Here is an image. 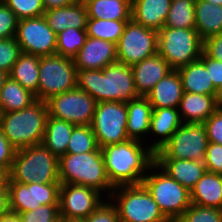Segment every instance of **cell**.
<instances>
[{
  "label": "cell",
  "mask_w": 222,
  "mask_h": 222,
  "mask_svg": "<svg viewBox=\"0 0 222 222\" xmlns=\"http://www.w3.org/2000/svg\"><path fill=\"white\" fill-rule=\"evenodd\" d=\"M101 152L106 175L113 187L142 184L149 167L155 162V153L148 144L143 145L134 139L107 145L101 148Z\"/></svg>",
  "instance_id": "1"
},
{
  "label": "cell",
  "mask_w": 222,
  "mask_h": 222,
  "mask_svg": "<svg viewBox=\"0 0 222 222\" xmlns=\"http://www.w3.org/2000/svg\"><path fill=\"white\" fill-rule=\"evenodd\" d=\"M77 87L100 102H129L138 98L131 66L116 62L99 70L77 71Z\"/></svg>",
  "instance_id": "2"
},
{
  "label": "cell",
  "mask_w": 222,
  "mask_h": 222,
  "mask_svg": "<svg viewBox=\"0 0 222 222\" xmlns=\"http://www.w3.org/2000/svg\"><path fill=\"white\" fill-rule=\"evenodd\" d=\"M48 116L46 101L36 100L22 110L0 113V127L19 150L42 143Z\"/></svg>",
  "instance_id": "3"
},
{
  "label": "cell",
  "mask_w": 222,
  "mask_h": 222,
  "mask_svg": "<svg viewBox=\"0 0 222 222\" xmlns=\"http://www.w3.org/2000/svg\"><path fill=\"white\" fill-rule=\"evenodd\" d=\"M60 184H78L110 196L114 187L106 175L101 149L80 154L66 153L59 158ZM107 190V191H106Z\"/></svg>",
  "instance_id": "4"
},
{
  "label": "cell",
  "mask_w": 222,
  "mask_h": 222,
  "mask_svg": "<svg viewBox=\"0 0 222 222\" xmlns=\"http://www.w3.org/2000/svg\"><path fill=\"white\" fill-rule=\"evenodd\" d=\"M8 182L60 183L59 158L42 143L16 150Z\"/></svg>",
  "instance_id": "5"
},
{
  "label": "cell",
  "mask_w": 222,
  "mask_h": 222,
  "mask_svg": "<svg viewBox=\"0 0 222 222\" xmlns=\"http://www.w3.org/2000/svg\"><path fill=\"white\" fill-rule=\"evenodd\" d=\"M142 184L170 222H175L192 204L190 190L171 178L155 162L149 167Z\"/></svg>",
  "instance_id": "6"
},
{
  "label": "cell",
  "mask_w": 222,
  "mask_h": 222,
  "mask_svg": "<svg viewBox=\"0 0 222 222\" xmlns=\"http://www.w3.org/2000/svg\"><path fill=\"white\" fill-rule=\"evenodd\" d=\"M108 199L120 222H170L143 184L114 187Z\"/></svg>",
  "instance_id": "7"
},
{
  "label": "cell",
  "mask_w": 222,
  "mask_h": 222,
  "mask_svg": "<svg viewBox=\"0 0 222 222\" xmlns=\"http://www.w3.org/2000/svg\"><path fill=\"white\" fill-rule=\"evenodd\" d=\"M204 41L195 28L163 27L158 31V53L177 70L200 59Z\"/></svg>",
  "instance_id": "8"
},
{
  "label": "cell",
  "mask_w": 222,
  "mask_h": 222,
  "mask_svg": "<svg viewBox=\"0 0 222 222\" xmlns=\"http://www.w3.org/2000/svg\"><path fill=\"white\" fill-rule=\"evenodd\" d=\"M39 71L36 100L47 101L54 95L77 87V70L72 58L58 54L41 56Z\"/></svg>",
  "instance_id": "9"
},
{
  "label": "cell",
  "mask_w": 222,
  "mask_h": 222,
  "mask_svg": "<svg viewBox=\"0 0 222 222\" xmlns=\"http://www.w3.org/2000/svg\"><path fill=\"white\" fill-rule=\"evenodd\" d=\"M208 143L203 123H182L170 140L155 153V159L204 161Z\"/></svg>",
  "instance_id": "10"
},
{
  "label": "cell",
  "mask_w": 222,
  "mask_h": 222,
  "mask_svg": "<svg viewBox=\"0 0 222 222\" xmlns=\"http://www.w3.org/2000/svg\"><path fill=\"white\" fill-rule=\"evenodd\" d=\"M127 103L100 102L97 103L91 128L96 137L98 147L127 141Z\"/></svg>",
  "instance_id": "11"
},
{
  "label": "cell",
  "mask_w": 222,
  "mask_h": 222,
  "mask_svg": "<svg viewBox=\"0 0 222 222\" xmlns=\"http://www.w3.org/2000/svg\"><path fill=\"white\" fill-rule=\"evenodd\" d=\"M119 63L132 66L158 53V32L129 20L116 44Z\"/></svg>",
  "instance_id": "12"
},
{
  "label": "cell",
  "mask_w": 222,
  "mask_h": 222,
  "mask_svg": "<svg viewBox=\"0 0 222 222\" xmlns=\"http://www.w3.org/2000/svg\"><path fill=\"white\" fill-rule=\"evenodd\" d=\"M51 117L68 121L75 126L91 125L97 102L78 87L50 97L47 101Z\"/></svg>",
  "instance_id": "13"
},
{
  "label": "cell",
  "mask_w": 222,
  "mask_h": 222,
  "mask_svg": "<svg viewBox=\"0 0 222 222\" xmlns=\"http://www.w3.org/2000/svg\"><path fill=\"white\" fill-rule=\"evenodd\" d=\"M15 37L22 53L39 57L56 54L57 34L43 16L20 19Z\"/></svg>",
  "instance_id": "14"
},
{
  "label": "cell",
  "mask_w": 222,
  "mask_h": 222,
  "mask_svg": "<svg viewBox=\"0 0 222 222\" xmlns=\"http://www.w3.org/2000/svg\"><path fill=\"white\" fill-rule=\"evenodd\" d=\"M60 183L8 182L10 212L19 214L42 205L59 204Z\"/></svg>",
  "instance_id": "15"
},
{
  "label": "cell",
  "mask_w": 222,
  "mask_h": 222,
  "mask_svg": "<svg viewBox=\"0 0 222 222\" xmlns=\"http://www.w3.org/2000/svg\"><path fill=\"white\" fill-rule=\"evenodd\" d=\"M97 190L78 184H61L60 217L63 220H84L104 201Z\"/></svg>",
  "instance_id": "16"
},
{
  "label": "cell",
  "mask_w": 222,
  "mask_h": 222,
  "mask_svg": "<svg viewBox=\"0 0 222 222\" xmlns=\"http://www.w3.org/2000/svg\"><path fill=\"white\" fill-rule=\"evenodd\" d=\"M76 70H99L118 62L116 44L87 37L85 44L73 58Z\"/></svg>",
  "instance_id": "17"
},
{
  "label": "cell",
  "mask_w": 222,
  "mask_h": 222,
  "mask_svg": "<svg viewBox=\"0 0 222 222\" xmlns=\"http://www.w3.org/2000/svg\"><path fill=\"white\" fill-rule=\"evenodd\" d=\"M131 69L137 93L144 97L173 70L159 53L133 64Z\"/></svg>",
  "instance_id": "18"
},
{
  "label": "cell",
  "mask_w": 222,
  "mask_h": 222,
  "mask_svg": "<svg viewBox=\"0 0 222 222\" xmlns=\"http://www.w3.org/2000/svg\"><path fill=\"white\" fill-rule=\"evenodd\" d=\"M182 121L178 108H153L150 120L149 134L159 138L149 143L148 147L156 153L171 138L172 134L181 126Z\"/></svg>",
  "instance_id": "19"
},
{
  "label": "cell",
  "mask_w": 222,
  "mask_h": 222,
  "mask_svg": "<svg viewBox=\"0 0 222 222\" xmlns=\"http://www.w3.org/2000/svg\"><path fill=\"white\" fill-rule=\"evenodd\" d=\"M218 107L213 95L184 92L178 109L182 123H204Z\"/></svg>",
  "instance_id": "20"
},
{
  "label": "cell",
  "mask_w": 222,
  "mask_h": 222,
  "mask_svg": "<svg viewBox=\"0 0 222 222\" xmlns=\"http://www.w3.org/2000/svg\"><path fill=\"white\" fill-rule=\"evenodd\" d=\"M183 86L177 70H172L162 78L147 94L152 108H179Z\"/></svg>",
  "instance_id": "21"
},
{
  "label": "cell",
  "mask_w": 222,
  "mask_h": 222,
  "mask_svg": "<svg viewBox=\"0 0 222 222\" xmlns=\"http://www.w3.org/2000/svg\"><path fill=\"white\" fill-rule=\"evenodd\" d=\"M43 17L56 34L69 27L86 29L88 20L86 6L79 0L71 6L47 10Z\"/></svg>",
  "instance_id": "22"
},
{
  "label": "cell",
  "mask_w": 222,
  "mask_h": 222,
  "mask_svg": "<svg viewBox=\"0 0 222 222\" xmlns=\"http://www.w3.org/2000/svg\"><path fill=\"white\" fill-rule=\"evenodd\" d=\"M172 0H134L132 19L157 32L164 27Z\"/></svg>",
  "instance_id": "23"
},
{
  "label": "cell",
  "mask_w": 222,
  "mask_h": 222,
  "mask_svg": "<svg viewBox=\"0 0 222 222\" xmlns=\"http://www.w3.org/2000/svg\"><path fill=\"white\" fill-rule=\"evenodd\" d=\"M155 163L171 178L189 190L207 171L204 161L155 159Z\"/></svg>",
  "instance_id": "24"
},
{
  "label": "cell",
  "mask_w": 222,
  "mask_h": 222,
  "mask_svg": "<svg viewBox=\"0 0 222 222\" xmlns=\"http://www.w3.org/2000/svg\"><path fill=\"white\" fill-rule=\"evenodd\" d=\"M177 71L184 92L213 95L219 101L221 93L215 88L205 65L200 60L191 62Z\"/></svg>",
  "instance_id": "25"
},
{
  "label": "cell",
  "mask_w": 222,
  "mask_h": 222,
  "mask_svg": "<svg viewBox=\"0 0 222 222\" xmlns=\"http://www.w3.org/2000/svg\"><path fill=\"white\" fill-rule=\"evenodd\" d=\"M152 110L149 100L144 96L127 102L126 132L129 139L141 142L145 140L149 134Z\"/></svg>",
  "instance_id": "26"
},
{
  "label": "cell",
  "mask_w": 222,
  "mask_h": 222,
  "mask_svg": "<svg viewBox=\"0 0 222 222\" xmlns=\"http://www.w3.org/2000/svg\"><path fill=\"white\" fill-rule=\"evenodd\" d=\"M191 203L222 209V174L206 171L190 190Z\"/></svg>",
  "instance_id": "27"
},
{
  "label": "cell",
  "mask_w": 222,
  "mask_h": 222,
  "mask_svg": "<svg viewBox=\"0 0 222 222\" xmlns=\"http://www.w3.org/2000/svg\"><path fill=\"white\" fill-rule=\"evenodd\" d=\"M195 29L203 41L222 34V6L196 0Z\"/></svg>",
  "instance_id": "28"
},
{
  "label": "cell",
  "mask_w": 222,
  "mask_h": 222,
  "mask_svg": "<svg viewBox=\"0 0 222 222\" xmlns=\"http://www.w3.org/2000/svg\"><path fill=\"white\" fill-rule=\"evenodd\" d=\"M75 127L72 123L48 116L42 144L56 157L67 153V147Z\"/></svg>",
  "instance_id": "29"
},
{
  "label": "cell",
  "mask_w": 222,
  "mask_h": 222,
  "mask_svg": "<svg viewBox=\"0 0 222 222\" xmlns=\"http://www.w3.org/2000/svg\"><path fill=\"white\" fill-rule=\"evenodd\" d=\"M88 18L103 20H131L132 3L129 0H83Z\"/></svg>",
  "instance_id": "30"
},
{
  "label": "cell",
  "mask_w": 222,
  "mask_h": 222,
  "mask_svg": "<svg viewBox=\"0 0 222 222\" xmlns=\"http://www.w3.org/2000/svg\"><path fill=\"white\" fill-rule=\"evenodd\" d=\"M40 57L21 53L8 76L33 94L38 92Z\"/></svg>",
  "instance_id": "31"
},
{
  "label": "cell",
  "mask_w": 222,
  "mask_h": 222,
  "mask_svg": "<svg viewBox=\"0 0 222 222\" xmlns=\"http://www.w3.org/2000/svg\"><path fill=\"white\" fill-rule=\"evenodd\" d=\"M35 101V94L8 77L0 90V113L22 110Z\"/></svg>",
  "instance_id": "32"
},
{
  "label": "cell",
  "mask_w": 222,
  "mask_h": 222,
  "mask_svg": "<svg viewBox=\"0 0 222 222\" xmlns=\"http://www.w3.org/2000/svg\"><path fill=\"white\" fill-rule=\"evenodd\" d=\"M129 20H103L88 18L86 33L88 37L102 39L117 44Z\"/></svg>",
  "instance_id": "33"
},
{
  "label": "cell",
  "mask_w": 222,
  "mask_h": 222,
  "mask_svg": "<svg viewBox=\"0 0 222 222\" xmlns=\"http://www.w3.org/2000/svg\"><path fill=\"white\" fill-rule=\"evenodd\" d=\"M195 1L172 0L164 27L195 28Z\"/></svg>",
  "instance_id": "34"
},
{
  "label": "cell",
  "mask_w": 222,
  "mask_h": 222,
  "mask_svg": "<svg viewBox=\"0 0 222 222\" xmlns=\"http://www.w3.org/2000/svg\"><path fill=\"white\" fill-rule=\"evenodd\" d=\"M87 37L86 29L69 27L61 31L56 37V54L73 59L85 44Z\"/></svg>",
  "instance_id": "35"
},
{
  "label": "cell",
  "mask_w": 222,
  "mask_h": 222,
  "mask_svg": "<svg viewBox=\"0 0 222 222\" xmlns=\"http://www.w3.org/2000/svg\"><path fill=\"white\" fill-rule=\"evenodd\" d=\"M96 137L90 125L75 126L67 147V153L80 154L98 149Z\"/></svg>",
  "instance_id": "36"
},
{
  "label": "cell",
  "mask_w": 222,
  "mask_h": 222,
  "mask_svg": "<svg viewBox=\"0 0 222 222\" xmlns=\"http://www.w3.org/2000/svg\"><path fill=\"white\" fill-rule=\"evenodd\" d=\"M175 222H222V209L191 204Z\"/></svg>",
  "instance_id": "37"
},
{
  "label": "cell",
  "mask_w": 222,
  "mask_h": 222,
  "mask_svg": "<svg viewBox=\"0 0 222 222\" xmlns=\"http://www.w3.org/2000/svg\"><path fill=\"white\" fill-rule=\"evenodd\" d=\"M17 16V18H36L44 15L42 0H2Z\"/></svg>",
  "instance_id": "38"
},
{
  "label": "cell",
  "mask_w": 222,
  "mask_h": 222,
  "mask_svg": "<svg viewBox=\"0 0 222 222\" xmlns=\"http://www.w3.org/2000/svg\"><path fill=\"white\" fill-rule=\"evenodd\" d=\"M21 53L16 37L0 39V70L9 74Z\"/></svg>",
  "instance_id": "39"
},
{
  "label": "cell",
  "mask_w": 222,
  "mask_h": 222,
  "mask_svg": "<svg viewBox=\"0 0 222 222\" xmlns=\"http://www.w3.org/2000/svg\"><path fill=\"white\" fill-rule=\"evenodd\" d=\"M22 222H57L61 219L59 204L42 205L32 211L19 213Z\"/></svg>",
  "instance_id": "40"
},
{
  "label": "cell",
  "mask_w": 222,
  "mask_h": 222,
  "mask_svg": "<svg viewBox=\"0 0 222 222\" xmlns=\"http://www.w3.org/2000/svg\"><path fill=\"white\" fill-rule=\"evenodd\" d=\"M18 21L16 14L0 1V39L15 37Z\"/></svg>",
  "instance_id": "41"
},
{
  "label": "cell",
  "mask_w": 222,
  "mask_h": 222,
  "mask_svg": "<svg viewBox=\"0 0 222 222\" xmlns=\"http://www.w3.org/2000/svg\"><path fill=\"white\" fill-rule=\"evenodd\" d=\"M110 202V203H109ZM84 222H120L116 207L109 201H103L98 208L91 213Z\"/></svg>",
  "instance_id": "42"
},
{
  "label": "cell",
  "mask_w": 222,
  "mask_h": 222,
  "mask_svg": "<svg viewBox=\"0 0 222 222\" xmlns=\"http://www.w3.org/2000/svg\"><path fill=\"white\" fill-rule=\"evenodd\" d=\"M203 124L207 131L208 141L222 145V108L218 107Z\"/></svg>",
  "instance_id": "43"
},
{
  "label": "cell",
  "mask_w": 222,
  "mask_h": 222,
  "mask_svg": "<svg viewBox=\"0 0 222 222\" xmlns=\"http://www.w3.org/2000/svg\"><path fill=\"white\" fill-rule=\"evenodd\" d=\"M204 164L207 171L222 174V145L208 143Z\"/></svg>",
  "instance_id": "44"
},
{
  "label": "cell",
  "mask_w": 222,
  "mask_h": 222,
  "mask_svg": "<svg viewBox=\"0 0 222 222\" xmlns=\"http://www.w3.org/2000/svg\"><path fill=\"white\" fill-rule=\"evenodd\" d=\"M199 60L205 65L215 88L222 93V61L209 57L204 51Z\"/></svg>",
  "instance_id": "45"
},
{
  "label": "cell",
  "mask_w": 222,
  "mask_h": 222,
  "mask_svg": "<svg viewBox=\"0 0 222 222\" xmlns=\"http://www.w3.org/2000/svg\"><path fill=\"white\" fill-rule=\"evenodd\" d=\"M16 149L4 136L0 127V169L9 173L14 160Z\"/></svg>",
  "instance_id": "46"
},
{
  "label": "cell",
  "mask_w": 222,
  "mask_h": 222,
  "mask_svg": "<svg viewBox=\"0 0 222 222\" xmlns=\"http://www.w3.org/2000/svg\"><path fill=\"white\" fill-rule=\"evenodd\" d=\"M203 51L209 57L222 61V34L206 39Z\"/></svg>",
  "instance_id": "47"
},
{
  "label": "cell",
  "mask_w": 222,
  "mask_h": 222,
  "mask_svg": "<svg viewBox=\"0 0 222 222\" xmlns=\"http://www.w3.org/2000/svg\"><path fill=\"white\" fill-rule=\"evenodd\" d=\"M45 11L55 8L71 6L78 0H42Z\"/></svg>",
  "instance_id": "48"
},
{
  "label": "cell",
  "mask_w": 222,
  "mask_h": 222,
  "mask_svg": "<svg viewBox=\"0 0 222 222\" xmlns=\"http://www.w3.org/2000/svg\"><path fill=\"white\" fill-rule=\"evenodd\" d=\"M9 212V193L6 189L4 192L0 193V218L7 215Z\"/></svg>",
  "instance_id": "49"
},
{
  "label": "cell",
  "mask_w": 222,
  "mask_h": 222,
  "mask_svg": "<svg viewBox=\"0 0 222 222\" xmlns=\"http://www.w3.org/2000/svg\"><path fill=\"white\" fill-rule=\"evenodd\" d=\"M8 179V172L0 169V193L4 192L7 189Z\"/></svg>",
  "instance_id": "50"
},
{
  "label": "cell",
  "mask_w": 222,
  "mask_h": 222,
  "mask_svg": "<svg viewBox=\"0 0 222 222\" xmlns=\"http://www.w3.org/2000/svg\"><path fill=\"white\" fill-rule=\"evenodd\" d=\"M0 222H22L19 214L9 212L7 215L0 218Z\"/></svg>",
  "instance_id": "51"
},
{
  "label": "cell",
  "mask_w": 222,
  "mask_h": 222,
  "mask_svg": "<svg viewBox=\"0 0 222 222\" xmlns=\"http://www.w3.org/2000/svg\"><path fill=\"white\" fill-rule=\"evenodd\" d=\"M8 73L0 70V90L2 86L4 85L5 80L8 78Z\"/></svg>",
  "instance_id": "52"
},
{
  "label": "cell",
  "mask_w": 222,
  "mask_h": 222,
  "mask_svg": "<svg viewBox=\"0 0 222 222\" xmlns=\"http://www.w3.org/2000/svg\"><path fill=\"white\" fill-rule=\"evenodd\" d=\"M207 2L213 4V5H220L222 6V0H206Z\"/></svg>",
  "instance_id": "53"
},
{
  "label": "cell",
  "mask_w": 222,
  "mask_h": 222,
  "mask_svg": "<svg viewBox=\"0 0 222 222\" xmlns=\"http://www.w3.org/2000/svg\"><path fill=\"white\" fill-rule=\"evenodd\" d=\"M219 107L222 108V93L220 94L219 98Z\"/></svg>",
  "instance_id": "54"
},
{
  "label": "cell",
  "mask_w": 222,
  "mask_h": 222,
  "mask_svg": "<svg viewBox=\"0 0 222 222\" xmlns=\"http://www.w3.org/2000/svg\"><path fill=\"white\" fill-rule=\"evenodd\" d=\"M66 222H84L83 220H66Z\"/></svg>",
  "instance_id": "55"
},
{
  "label": "cell",
  "mask_w": 222,
  "mask_h": 222,
  "mask_svg": "<svg viewBox=\"0 0 222 222\" xmlns=\"http://www.w3.org/2000/svg\"><path fill=\"white\" fill-rule=\"evenodd\" d=\"M57 222H66V220L60 219Z\"/></svg>",
  "instance_id": "56"
}]
</instances>
